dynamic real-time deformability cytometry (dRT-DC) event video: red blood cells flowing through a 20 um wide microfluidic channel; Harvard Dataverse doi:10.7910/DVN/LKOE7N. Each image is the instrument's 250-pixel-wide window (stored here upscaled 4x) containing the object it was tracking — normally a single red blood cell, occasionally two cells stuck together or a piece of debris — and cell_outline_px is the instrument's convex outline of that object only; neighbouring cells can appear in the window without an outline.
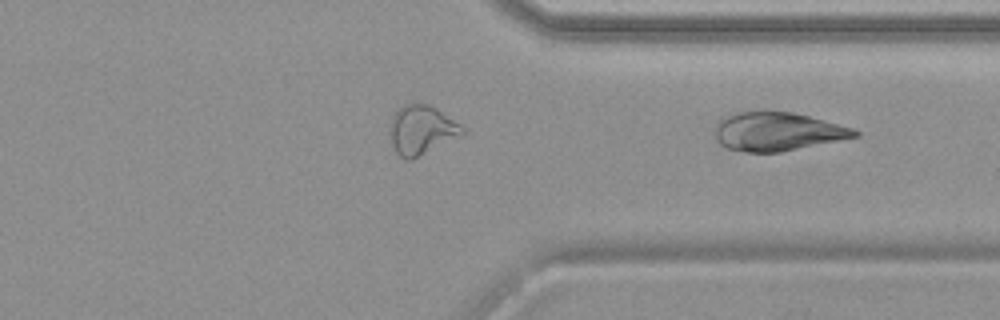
{"species": "common noctule bat (a hibernating species)", "species_latin": "Nyctalus noctula", "temperature_condition": "warm", "stored_images_in_passage": 36, "segment_of_instrument_passage": [2, 2], "camera_frame_rate_fps": 3000, "um_per_image_px": 0.085, "animal": {"sex": "female", "body_mass_g": 19.9}, "frame": {"image": 1, "passage_image": 36, "time_ms": 11.667, "image_size_px": [1000, 320], "cell_outline_px": [[860, 136], [780, 152], [744, 152], [724, 148], [716, 140], [716, 124], [720, 120], [732, 112], [792, 112], [856, 128], [860, 132]], "centroid_in_image_um": [66.09, 11.19], "position_along_channel_um": 345.3, "area_um2": 31.39}}